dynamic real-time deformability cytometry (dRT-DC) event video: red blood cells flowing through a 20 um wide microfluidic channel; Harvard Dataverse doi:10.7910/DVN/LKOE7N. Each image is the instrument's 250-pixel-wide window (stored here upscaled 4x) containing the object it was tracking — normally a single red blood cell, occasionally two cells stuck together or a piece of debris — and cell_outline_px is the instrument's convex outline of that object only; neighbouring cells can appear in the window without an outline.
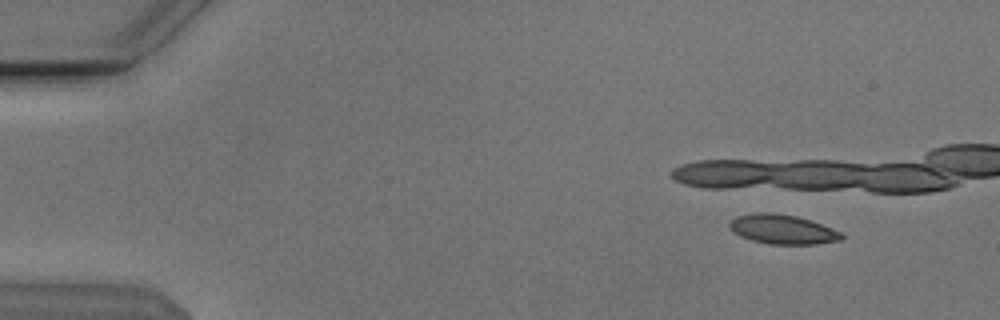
{"species": "Egyptian fruit bat (a non-hibernating species)", "species_latin": "Rousettus aegyptiacus", "temperature_condition": "cold", "stored_images_in_passage": 12, "camera_frame_rate_fps": 3000, "um_per_image_px": 0.085, "animal": {"sex": "male"}, "frame": {"image": 1, "passage_image": 6, "time_ms": 1.667, "image_size_px": [1000, 320], "cell_outline_px": [[844, 236], [840, 240], [816, 244], [772, 244], [752, 240], [740, 236], [732, 232], [728, 224], [736, 216], [760, 212], [772, 212], [796, 216], [844, 232]], "centroid_in_image_um": [66.52, 19.49], "position_along_channel_um": 18.5, "area_um2": 19.13}}